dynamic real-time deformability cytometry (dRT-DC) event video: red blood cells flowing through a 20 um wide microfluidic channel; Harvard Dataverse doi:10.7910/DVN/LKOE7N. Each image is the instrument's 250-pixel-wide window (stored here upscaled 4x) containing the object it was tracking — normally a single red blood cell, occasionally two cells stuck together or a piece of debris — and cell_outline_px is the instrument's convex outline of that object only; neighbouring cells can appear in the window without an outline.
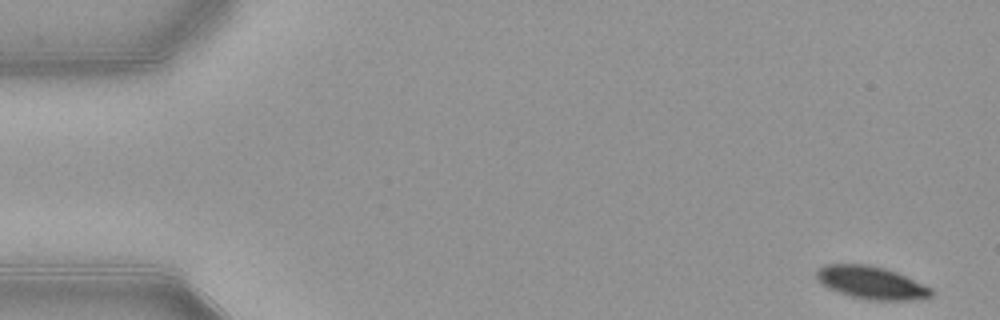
{"species": "common noctule bat (a hibernating species)", "species_latin": "Nyctalus noctula", "temperature_condition": "warm", "stored_images_in_passage": 52, "camera_frame_rate_fps": 3000, "um_per_image_px": 0.085, "animal": {"sex": "female", "body_mass_g": 21.9}, "frame": {"image": 1, "passage_image": 1, "time_ms": 0.0, "image_size_px": [1000, 320], "cell_outline_px": [[932, 296], [912, 300], [868, 300], [852, 296], [828, 288], [820, 284], [816, 280], [816, 268], [824, 264], [868, 264], [884, 268], [896, 272], [932, 288]], "centroid_in_image_um": [74.0, 24.01], "position_along_channel_um": 11.0, "area_um2": 21.91}}
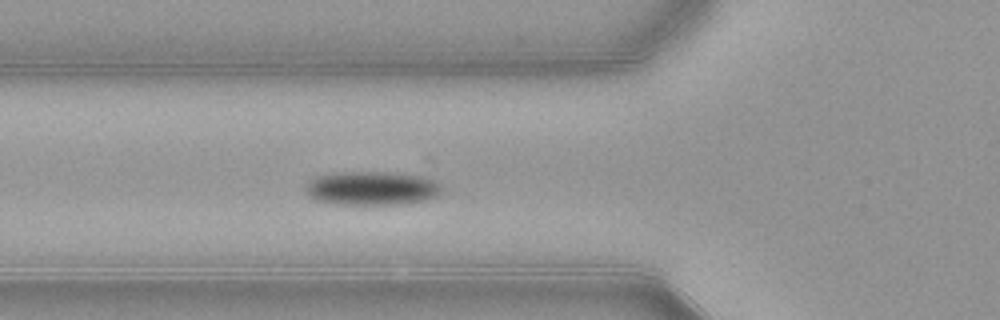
{"frame": {"image": 2, "passage_image": 18, "time_ms": 5.667, "image_size_px": [1000, 320], "cell_outline_px": [[444, 184], [440, 192], [436, 196], [424, 200], [400, 204], [336, 204], [316, 200], [308, 196], [304, 188], [308, 180], [316, 176], [332, 172], [392, 172], [424, 176], [436, 180]], "centroid_in_image_um": [31.6, 15.98], "position_along_channel_um": 94.2, "area_um2": 27.28}}
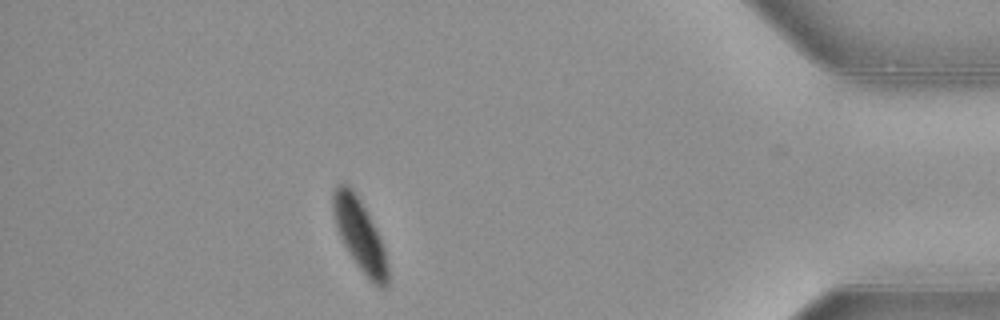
{"frame": {"image": 3, "passage_image": 46, "time_ms": 15.0, "image_size_px": [1000, 320], "cell_outline_px": [[388, 284], [384, 288], [380, 288], [372, 284], [368, 280], [356, 264], [348, 252], [336, 228], [332, 208], [332, 196], [336, 184], [348, 184], [352, 188], [368, 212], [380, 236], [384, 248], [388, 264]], "centroid_in_image_um": [30.59, 19.99], "position_along_channel_um": 404.6, "area_um2": 23.12}, "authors_computed_cell_mechanics": {"area_um2": 24.7962, "velocity_mm_per_s": 3.8524, "shape_relaxation_time_tau1_ms": 3.729, "shape_relaxation_time_tau2_ms": null, "deformation_change_tau1": 0.1348, "deformation_change_tau2": null}}